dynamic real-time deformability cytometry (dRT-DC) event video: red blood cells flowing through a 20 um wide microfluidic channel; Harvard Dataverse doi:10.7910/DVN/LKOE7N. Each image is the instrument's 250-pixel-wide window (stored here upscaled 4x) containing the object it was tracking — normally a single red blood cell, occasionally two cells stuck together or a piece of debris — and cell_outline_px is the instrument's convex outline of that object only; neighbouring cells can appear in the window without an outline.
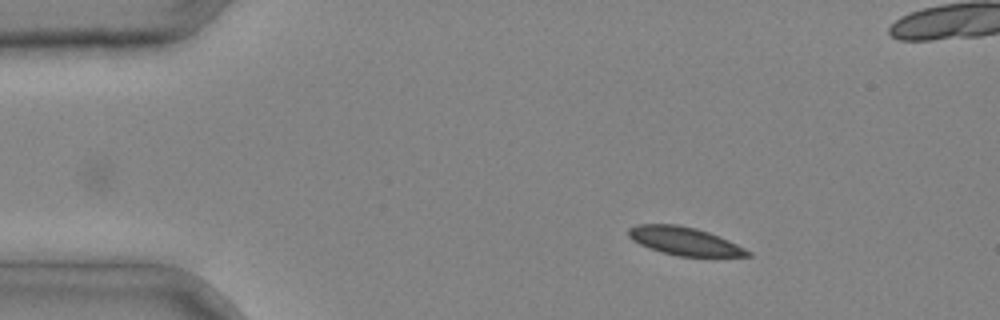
{"species": "common noctule bat (a hibernating species)", "species_latin": "Nyctalus noctula", "temperature_condition": "cold", "stored_images_in_passage": 3, "camera_frame_rate_fps": 3000, "um_per_image_px": 0.085, "animal": {"sex": "male", "body_mass_g": 20.4}, "frame": {"image": 1, "passage_image": 1, "time_ms": 0.0, "image_size_px": [1000, 320], "cell_outline_px": [[752, 256], [676, 256], [660, 252], [648, 248], [632, 240], [628, 236], [628, 228], [636, 224], [676, 224], [696, 228], [708, 232], [728, 240], [752, 252]], "centroid_in_image_um": [58.14, 20.49], "position_along_channel_um": 26.9, "area_um2": 19.54}}